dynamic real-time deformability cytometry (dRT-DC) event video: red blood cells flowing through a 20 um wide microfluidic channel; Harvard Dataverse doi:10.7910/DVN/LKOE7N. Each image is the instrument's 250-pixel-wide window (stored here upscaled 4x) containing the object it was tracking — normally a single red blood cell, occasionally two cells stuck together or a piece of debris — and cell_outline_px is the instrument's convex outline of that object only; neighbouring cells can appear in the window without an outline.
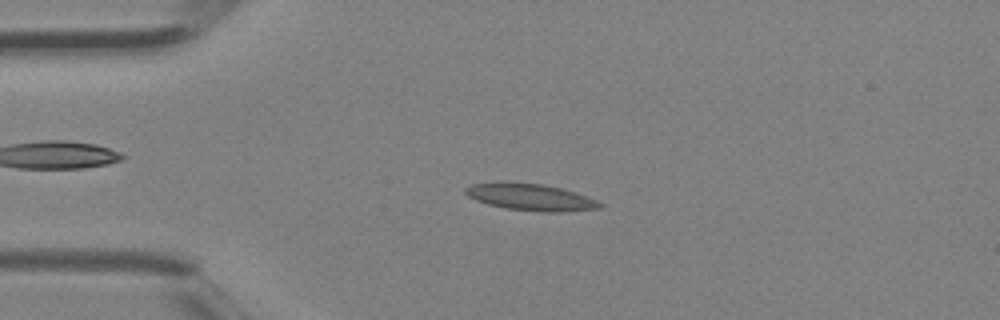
{"species": "Egyptian fruit bat (a non-hibernating species)", "species_latin": "Rousettus aegyptiacus", "temperature_condition": "room temperature", "stored_images_in_passage": 5, "camera_frame_rate_fps": 3000, "um_per_image_px": 0.085, "animal": {"sex": "female"}, "frame": {"image": 1, "passage_image": 5, "time_ms": 1.333, "image_size_px": [1000, 320], "cell_outline_px": [[604, 204], [600, 208], [564, 212], [544, 212], [508, 208], [488, 204], [476, 200], [468, 196], [464, 192], [464, 188], [472, 184], [544, 184], [576, 192], [596, 200]], "centroid_in_image_um": [45.17, 16.79], "position_along_channel_um": 39.8, "area_um2": 20.23}}